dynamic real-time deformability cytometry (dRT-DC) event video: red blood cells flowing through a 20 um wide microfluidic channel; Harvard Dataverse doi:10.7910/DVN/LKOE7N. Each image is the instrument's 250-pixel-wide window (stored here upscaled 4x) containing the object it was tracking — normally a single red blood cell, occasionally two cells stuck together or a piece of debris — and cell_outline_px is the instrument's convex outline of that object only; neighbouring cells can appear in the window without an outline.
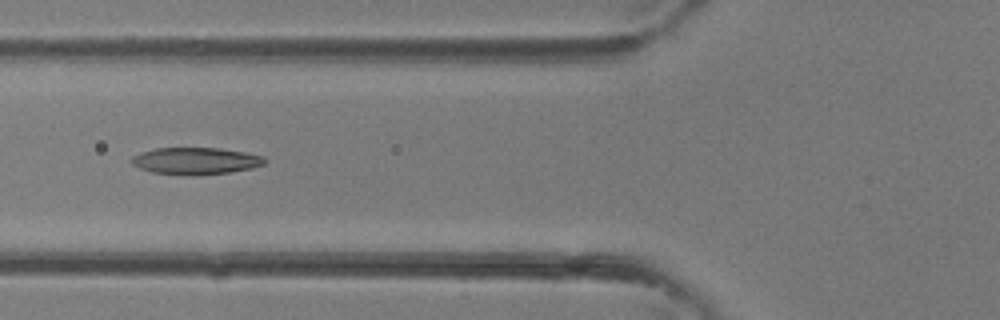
{"species": "common noctule bat (a hibernating species)", "species_latin": "Nyctalus noctula", "temperature_condition": "room temperature", "stored_images_in_passage": 28, "camera_frame_rate_fps": 3000, "um_per_image_px": 0.085, "animal": {"sex": "female"}, "frame": {"image": 1, "passage_image": 5, "time_ms": 1.333, "image_size_px": [1000, 320], "cell_outline_px": [[268, 160], [264, 164], [252, 168], [232, 172], [192, 176], [152, 172], [140, 168], [132, 164], [128, 160], [132, 156], [140, 152], [156, 148], [220, 148], [244, 152], [264, 156]], "centroid_in_image_um": [16.63, 13.68], "position_along_channel_um": 109.2, "area_um2": 21.15}}
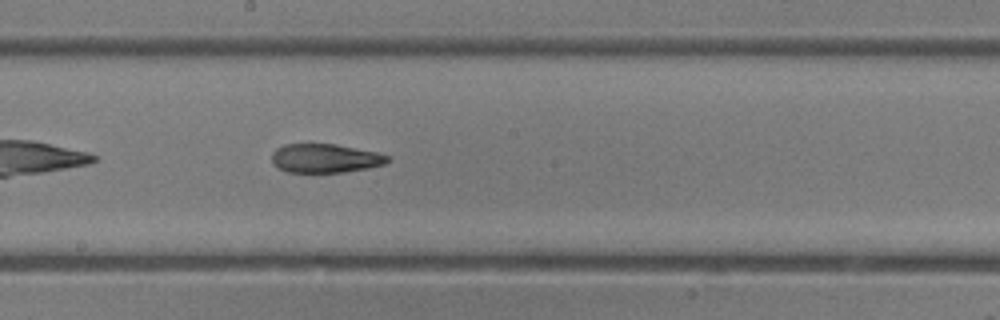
{"frame": {"image": 2, "passage_image": 11, "time_ms": 3.333, "image_size_px": [1000, 320], "cell_outline_px": [[392, 160], [384, 164], [368, 168], [344, 172], [288, 172], [272, 164], [272, 152], [276, 148], [284, 144], [336, 144], [376, 152], [388, 156]], "centroid_in_image_um": [27.63, 13.45], "position_along_channel_um": 220.6, "area_um2": 19.48}}
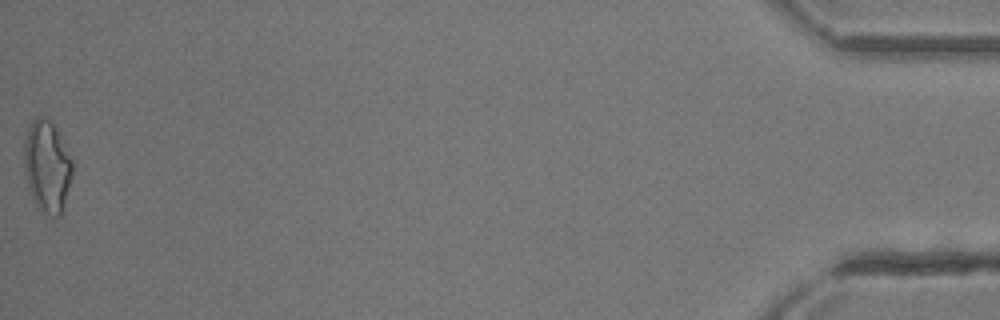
{"frame": {"image": 3, "passage_image": 28, "time_ms": 9.0, "image_size_px": [1000, 320], "cell_outline_px": [[72, 176], [60, 216], [52, 216], [44, 212], [40, 208], [32, 196], [24, 172], [24, 140], [32, 120], [36, 116], [48, 120], [56, 128], [72, 160]], "centroid_in_image_um": [3.99, 14.13], "position_along_channel_um": 431.2, "area_um2": 25.26}}